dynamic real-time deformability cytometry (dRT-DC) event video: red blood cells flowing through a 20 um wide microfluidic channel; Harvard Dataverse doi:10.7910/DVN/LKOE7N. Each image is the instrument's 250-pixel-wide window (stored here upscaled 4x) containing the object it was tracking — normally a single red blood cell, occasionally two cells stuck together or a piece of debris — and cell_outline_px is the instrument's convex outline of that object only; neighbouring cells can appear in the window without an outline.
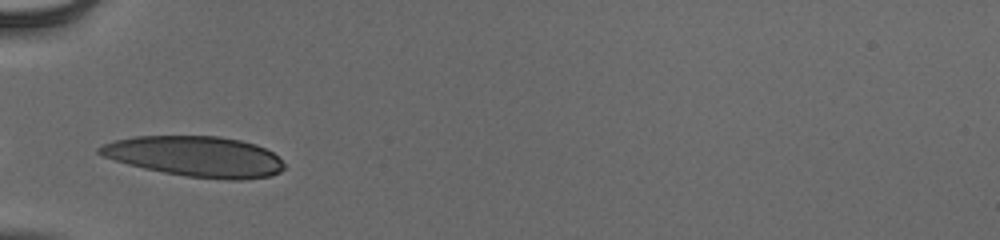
{"species": "human", "species_latin": "Homo sapiens", "temperature_condition": "cold", "stored_images_in_passage": 23, "camera_frame_rate_fps": 3000, "um_per_image_px": 0.085, "donor": {"sex": "male"}, "frame": {"image": 1, "passage_image": 1, "time_ms": 0.0, "image_size_px": [1000, 240], "cell_outline_px": [[284, 168], [280, 172], [268, 176], [240, 180], [228, 180], [184, 176], [144, 168], [128, 164], [104, 156], [96, 152], [96, 148], [104, 144], [116, 140], [136, 136], [220, 136], [240, 140], [256, 144], [272, 152], [284, 164]], "centroid_in_image_um": [16.61, 13.29], "position_along_channel_um": 68.4, "area_um2": 43.35}}